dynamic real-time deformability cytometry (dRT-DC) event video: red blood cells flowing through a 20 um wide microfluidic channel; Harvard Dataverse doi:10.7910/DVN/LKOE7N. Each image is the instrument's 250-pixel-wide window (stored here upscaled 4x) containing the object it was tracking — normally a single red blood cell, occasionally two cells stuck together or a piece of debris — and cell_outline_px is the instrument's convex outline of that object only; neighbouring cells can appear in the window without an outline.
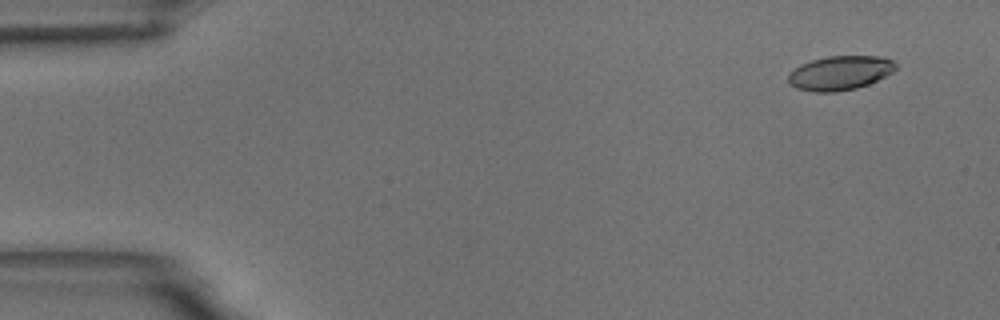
{"species": "common noctule bat (a hibernating species)", "species_latin": "Nyctalus noctula", "temperature_condition": "room temperature", "stored_images_in_passage": 52, "camera_frame_rate_fps": 3000, "um_per_image_px": 0.085, "animal": {"sex": "male", "body_mass_g": 18.8}, "frame": {"image": 1, "passage_image": 4, "time_ms": 1.0, "image_size_px": [1000, 320], "cell_outline_px": [[896, 68], [892, 72], [868, 84], [856, 88], [836, 92], [816, 92], [796, 88], [788, 84], [788, 72], [800, 64], [812, 60], [828, 56], [884, 56], [892, 60], [896, 64]], "centroid_in_image_um": [71.36, 6.19], "position_along_channel_um": 13.6, "area_um2": 21.5}}
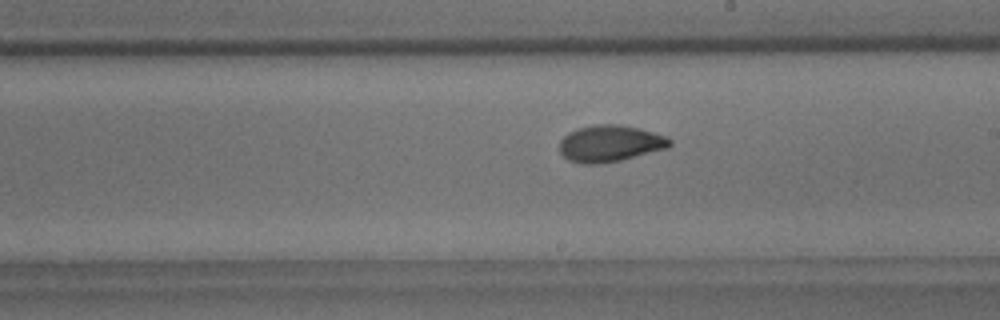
{"frame": {"image": 2, "passage_image": 32, "time_ms": 10.333, "image_size_px": [1000, 320], "cell_outline_px": [[672, 144], [668, 148], [620, 160], [596, 164], [580, 164], [568, 160], [560, 152], [560, 140], [568, 132], [576, 128], [596, 124], [620, 124], [640, 128], [664, 136], [672, 140]], "centroid_in_image_um": [51.83, 12.19], "position_along_channel_um": 237.2, "area_um2": 23.58}}
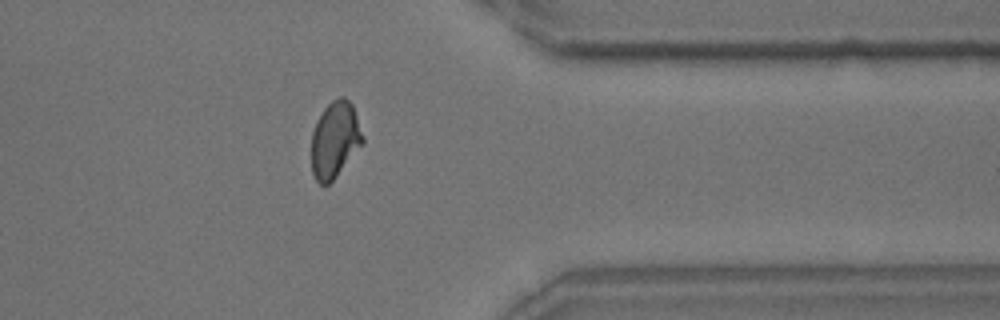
{"frame": {"image": 3, "passage_image": 45, "time_ms": 14.667, "image_size_px": [1000, 320], "cell_outline_px": [[364, 144], [336, 176], [328, 184], [320, 184], [316, 180], [312, 172], [312, 132], [316, 120], [324, 108], [332, 100], [340, 96], [344, 96], [352, 104], [364, 140]], "centroid_in_image_um": [28.46, 11.87], "position_along_channel_um": 382.9, "area_um2": 22.72}, "authors_computed_cell_mechanics": {"area_um2": 22.4842, "velocity_mm_per_s": 3.6187, "shape_relaxation_time_tau1_ms": 4.6856, "shape_relaxation_time_tau2_ms": 1.7137, "deformation_change_tau1": 0.1678, "deformation_change_tau2": 0.0626}}